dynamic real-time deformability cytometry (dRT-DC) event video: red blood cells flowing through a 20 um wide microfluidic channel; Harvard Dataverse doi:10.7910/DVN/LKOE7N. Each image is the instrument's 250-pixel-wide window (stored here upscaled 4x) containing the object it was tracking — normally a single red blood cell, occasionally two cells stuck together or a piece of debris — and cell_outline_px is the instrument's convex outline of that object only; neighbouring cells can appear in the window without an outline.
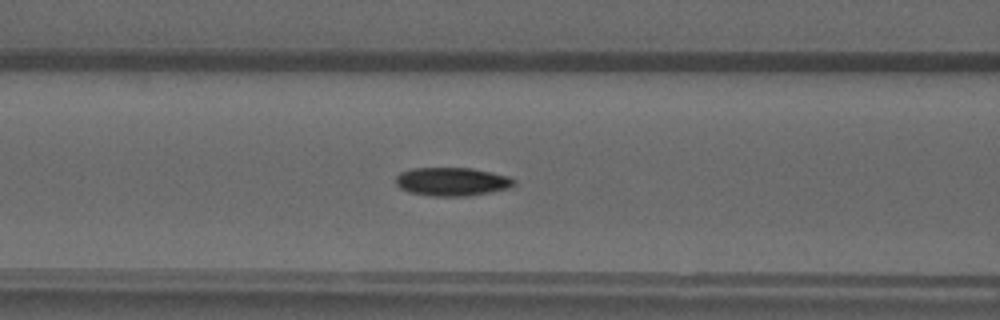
{"species": "common noctule bat (a hibernating species)", "species_latin": "Nyctalus noctula", "temperature_condition": "warm", "stored_images_in_passage": 49, "camera_frame_rate_fps": 3000, "um_per_image_px": 0.085, "animal": {"sex": "male", "forearm_length_mm": 52.5}, "frame": {"image": 1, "passage_image": 20, "time_ms": 6.333, "image_size_px": [1000, 320], "cell_outline_px": [[516, 184], [512, 188], [468, 196], [428, 196], [408, 192], [400, 188], [396, 184], [396, 176], [400, 172], [412, 168], [472, 168], [492, 172], [508, 176], [516, 180]], "centroid_in_image_um": [38.44, 15.44], "position_along_channel_um": 128.2, "area_um2": 19.88}}
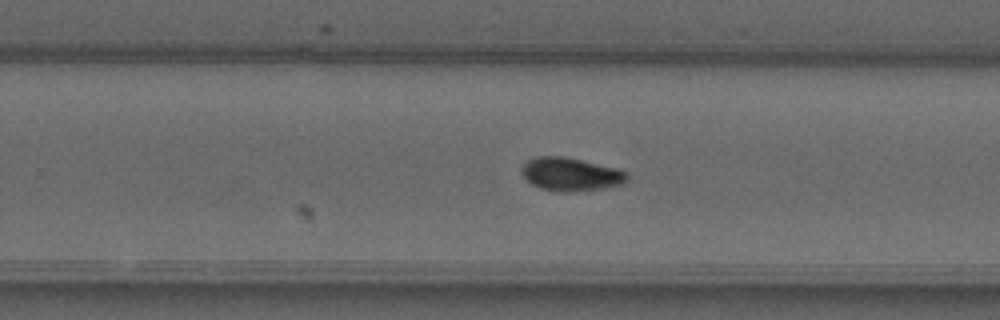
{"frame": {"image": 2, "passage_image": 31, "time_ms": 10.0, "image_size_px": [1000, 320], "cell_outline_px": [[628, 180], [624, 184], [604, 188], [568, 192], [560, 192], [540, 188], [532, 184], [524, 176], [520, 168], [528, 160], [540, 156], [564, 156], [616, 168], [628, 172]], "centroid_in_image_um": [48.54, 14.82], "position_along_channel_um": 281.3, "area_um2": 20.4}}
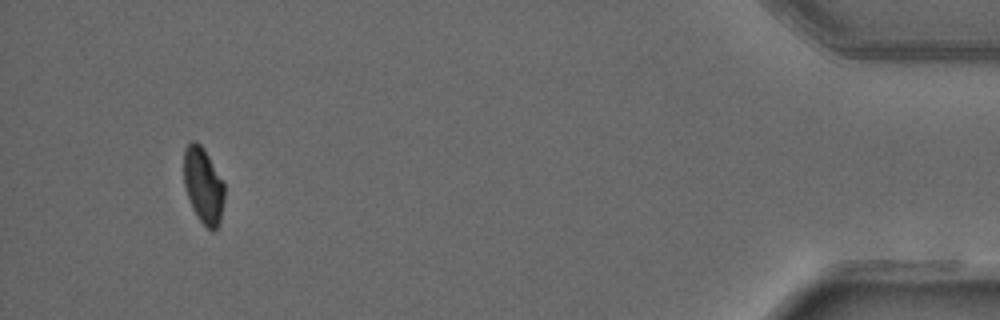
{"frame": {"image": 3, "passage_image": 46, "time_ms": 15.0, "image_size_px": [1000, 320], "cell_outline_px": [[224, 200], [220, 224], [212, 232], [196, 216], [192, 208], [184, 184], [184, 148], [192, 140], [196, 140], [200, 144], [208, 156], [224, 184]], "centroid_in_image_um": [17.28, 15.78], "position_along_channel_um": 417.9, "area_um2": 17.86}}